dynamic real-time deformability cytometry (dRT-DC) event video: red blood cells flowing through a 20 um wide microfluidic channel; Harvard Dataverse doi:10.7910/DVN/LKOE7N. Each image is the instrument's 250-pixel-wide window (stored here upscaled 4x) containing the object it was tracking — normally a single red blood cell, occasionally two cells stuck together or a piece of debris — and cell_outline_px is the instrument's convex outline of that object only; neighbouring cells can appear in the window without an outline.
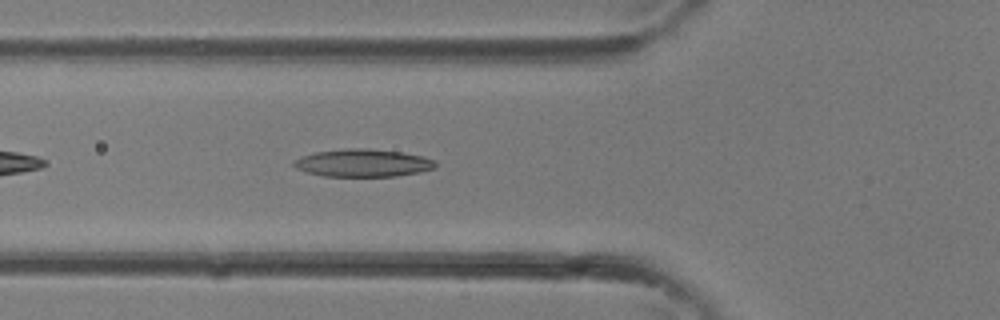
{"species": "common noctule bat (a hibernating species)", "species_latin": "Nyctalus noctula", "temperature_condition": "room temperature", "stored_images_in_passage": 24, "camera_frame_rate_fps": 3000, "um_per_image_px": 0.085, "animal": {"sex": "female"}, "frame": {"image": 1, "passage_image": 7, "time_ms": 2.0, "image_size_px": [1000, 320], "cell_outline_px": [[436, 168], [420, 172], [396, 176], [324, 176], [308, 172], [296, 168], [292, 164], [292, 160], [300, 156], [316, 152], [348, 148], [368, 148], [400, 152], [424, 156], [436, 160]], "centroid_in_image_um": [30.86, 13.85], "position_along_channel_um": 94.9, "area_um2": 22.95}}
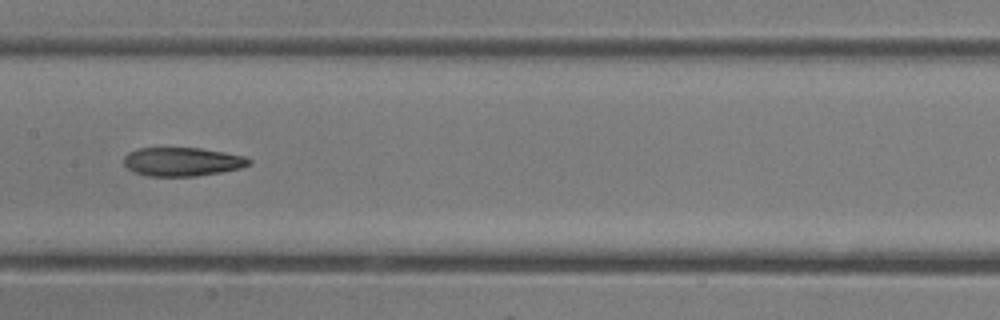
{"frame": {"image": 2, "passage_image": 12, "time_ms": 3.667, "image_size_px": [1000, 320], "cell_outline_px": [[252, 164], [240, 168], [220, 172], [196, 176], [148, 176], [132, 172], [124, 164], [124, 156], [128, 152], [140, 148], [200, 148], [224, 152], [244, 156], [252, 160]], "centroid_in_image_um": [15.49, 13.75], "position_along_channel_um": 191.9, "area_um2": 20.98}}
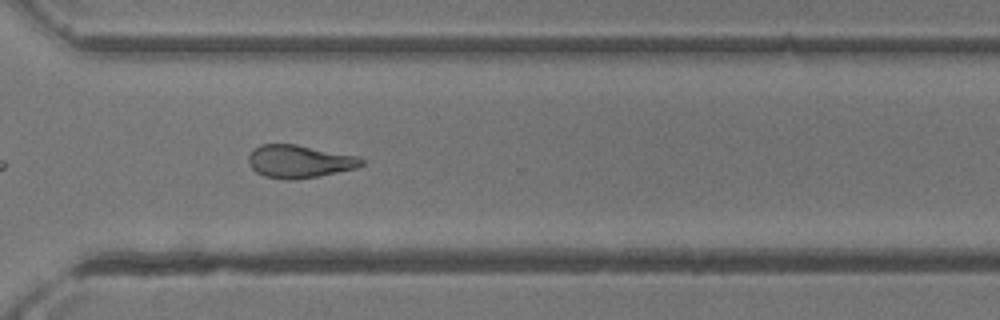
{"frame": {"image": 3, "passage_image": 20, "time_ms": 6.333, "image_size_px": [1000, 320], "cell_outline_px": [[364, 164], [356, 168], [296, 180], [284, 180], [264, 176], [256, 172], [252, 168], [248, 160], [248, 156], [252, 148], [260, 144], [296, 144], [360, 156], [364, 160]], "centroid_in_image_um": [25.43, 13.71], "position_along_channel_um": 345.2, "area_um2": 21.85}}